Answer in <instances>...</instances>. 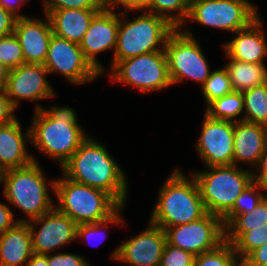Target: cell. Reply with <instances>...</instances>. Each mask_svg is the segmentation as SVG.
Returning <instances> with one entry per match:
<instances>
[{"label": "cell", "instance_id": "obj_17", "mask_svg": "<svg viewBox=\"0 0 267 266\" xmlns=\"http://www.w3.org/2000/svg\"><path fill=\"white\" fill-rule=\"evenodd\" d=\"M118 29L119 14L115 13L114 9L104 7L94 16L82 41L79 43L85 59L100 74L104 73L105 69L101 62L97 60V54L109 49H113V52H115Z\"/></svg>", "mask_w": 267, "mask_h": 266}, {"label": "cell", "instance_id": "obj_41", "mask_svg": "<svg viewBox=\"0 0 267 266\" xmlns=\"http://www.w3.org/2000/svg\"><path fill=\"white\" fill-rule=\"evenodd\" d=\"M242 266H267V243L253 250L242 261Z\"/></svg>", "mask_w": 267, "mask_h": 266}, {"label": "cell", "instance_id": "obj_39", "mask_svg": "<svg viewBox=\"0 0 267 266\" xmlns=\"http://www.w3.org/2000/svg\"><path fill=\"white\" fill-rule=\"evenodd\" d=\"M149 0H103L104 6L110 9H119L120 5L129 10H145Z\"/></svg>", "mask_w": 267, "mask_h": 266}, {"label": "cell", "instance_id": "obj_8", "mask_svg": "<svg viewBox=\"0 0 267 266\" xmlns=\"http://www.w3.org/2000/svg\"><path fill=\"white\" fill-rule=\"evenodd\" d=\"M198 42L188 29L177 28L168 36L164 51L172 85L184 79L203 85L210 77L212 71Z\"/></svg>", "mask_w": 267, "mask_h": 266}, {"label": "cell", "instance_id": "obj_9", "mask_svg": "<svg viewBox=\"0 0 267 266\" xmlns=\"http://www.w3.org/2000/svg\"><path fill=\"white\" fill-rule=\"evenodd\" d=\"M249 0H190L188 20L207 27L235 33L247 28L259 17Z\"/></svg>", "mask_w": 267, "mask_h": 266}, {"label": "cell", "instance_id": "obj_25", "mask_svg": "<svg viewBox=\"0 0 267 266\" xmlns=\"http://www.w3.org/2000/svg\"><path fill=\"white\" fill-rule=\"evenodd\" d=\"M225 241L231 243L241 261L267 243V223L258 227H225Z\"/></svg>", "mask_w": 267, "mask_h": 266}, {"label": "cell", "instance_id": "obj_30", "mask_svg": "<svg viewBox=\"0 0 267 266\" xmlns=\"http://www.w3.org/2000/svg\"><path fill=\"white\" fill-rule=\"evenodd\" d=\"M194 266H242L231 243L224 242L218 248L195 256Z\"/></svg>", "mask_w": 267, "mask_h": 266}, {"label": "cell", "instance_id": "obj_24", "mask_svg": "<svg viewBox=\"0 0 267 266\" xmlns=\"http://www.w3.org/2000/svg\"><path fill=\"white\" fill-rule=\"evenodd\" d=\"M225 65L233 91L244 92L267 82V67L264 63H246L230 58Z\"/></svg>", "mask_w": 267, "mask_h": 266}, {"label": "cell", "instance_id": "obj_6", "mask_svg": "<svg viewBox=\"0 0 267 266\" xmlns=\"http://www.w3.org/2000/svg\"><path fill=\"white\" fill-rule=\"evenodd\" d=\"M55 179L54 207L68 215L77 225L108 219L121 205L107 192L66 178Z\"/></svg>", "mask_w": 267, "mask_h": 266}, {"label": "cell", "instance_id": "obj_3", "mask_svg": "<svg viewBox=\"0 0 267 266\" xmlns=\"http://www.w3.org/2000/svg\"><path fill=\"white\" fill-rule=\"evenodd\" d=\"M158 194L149 221L163 229L196 221L207 213L196 179L180 169L172 172Z\"/></svg>", "mask_w": 267, "mask_h": 266}, {"label": "cell", "instance_id": "obj_16", "mask_svg": "<svg viewBox=\"0 0 267 266\" xmlns=\"http://www.w3.org/2000/svg\"><path fill=\"white\" fill-rule=\"evenodd\" d=\"M48 74L43 64H22L9 70L4 91L16 108L20 99L33 101L49 99L55 96V91L46 79Z\"/></svg>", "mask_w": 267, "mask_h": 266}, {"label": "cell", "instance_id": "obj_1", "mask_svg": "<svg viewBox=\"0 0 267 266\" xmlns=\"http://www.w3.org/2000/svg\"><path fill=\"white\" fill-rule=\"evenodd\" d=\"M61 169L66 178L107 192L123 207L126 204L128 182L123 169L92 137L81 143Z\"/></svg>", "mask_w": 267, "mask_h": 266}, {"label": "cell", "instance_id": "obj_2", "mask_svg": "<svg viewBox=\"0 0 267 266\" xmlns=\"http://www.w3.org/2000/svg\"><path fill=\"white\" fill-rule=\"evenodd\" d=\"M30 125L31 145L62 167L89 136L77 122L76 112L70 107L35 105Z\"/></svg>", "mask_w": 267, "mask_h": 266}, {"label": "cell", "instance_id": "obj_34", "mask_svg": "<svg viewBox=\"0 0 267 266\" xmlns=\"http://www.w3.org/2000/svg\"><path fill=\"white\" fill-rule=\"evenodd\" d=\"M267 223V195L250 213L237 215L226 227H258Z\"/></svg>", "mask_w": 267, "mask_h": 266}, {"label": "cell", "instance_id": "obj_18", "mask_svg": "<svg viewBox=\"0 0 267 266\" xmlns=\"http://www.w3.org/2000/svg\"><path fill=\"white\" fill-rule=\"evenodd\" d=\"M46 20L37 18H17L14 34L19 40L25 63L44 64L51 36L52 26L48 15Z\"/></svg>", "mask_w": 267, "mask_h": 266}, {"label": "cell", "instance_id": "obj_33", "mask_svg": "<svg viewBox=\"0 0 267 266\" xmlns=\"http://www.w3.org/2000/svg\"><path fill=\"white\" fill-rule=\"evenodd\" d=\"M123 209H124L123 206H121L112 216H110L108 219H105L103 221L95 222V223L79 224L77 226V235H76L77 239L79 237V238H82V240L85 239V241H89L92 239L94 240L96 236L103 238L104 236H102V233H103L104 227L105 228L109 227L108 226L109 224H115V225L120 224L123 226V219H122L123 217H121L120 215L121 214L120 212H122Z\"/></svg>", "mask_w": 267, "mask_h": 266}, {"label": "cell", "instance_id": "obj_35", "mask_svg": "<svg viewBox=\"0 0 267 266\" xmlns=\"http://www.w3.org/2000/svg\"><path fill=\"white\" fill-rule=\"evenodd\" d=\"M45 15L61 9H103V0H43Z\"/></svg>", "mask_w": 267, "mask_h": 266}, {"label": "cell", "instance_id": "obj_40", "mask_svg": "<svg viewBox=\"0 0 267 266\" xmlns=\"http://www.w3.org/2000/svg\"><path fill=\"white\" fill-rule=\"evenodd\" d=\"M256 172L252 171L253 181L267 190V145L261 154L257 165L255 166Z\"/></svg>", "mask_w": 267, "mask_h": 266}, {"label": "cell", "instance_id": "obj_27", "mask_svg": "<svg viewBox=\"0 0 267 266\" xmlns=\"http://www.w3.org/2000/svg\"><path fill=\"white\" fill-rule=\"evenodd\" d=\"M244 112L242 92L232 91L221 98L215 99L205 109V113L214 119L240 122L237 116Z\"/></svg>", "mask_w": 267, "mask_h": 266}, {"label": "cell", "instance_id": "obj_15", "mask_svg": "<svg viewBox=\"0 0 267 266\" xmlns=\"http://www.w3.org/2000/svg\"><path fill=\"white\" fill-rule=\"evenodd\" d=\"M166 243L165 230L149 221L145 231L124 241L110 258L129 266H160Z\"/></svg>", "mask_w": 267, "mask_h": 266}, {"label": "cell", "instance_id": "obj_20", "mask_svg": "<svg viewBox=\"0 0 267 266\" xmlns=\"http://www.w3.org/2000/svg\"><path fill=\"white\" fill-rule=\"evenodd\" d=\"M262 26L258 17L247 28L235 32V37L224 44L225 53L237 61L264 63L267 41Z\"/></svg>", "mask_w": 267, "mask_h": 266}, {"label": "cell", "instance_id": "obj_4", "mask_svg": "<svg viewBox=\"0 0 267 266\" xmlns=\"http://www.w3.org/2000/svg\"><path fill=\"white\" fill-rule=\"evenodd\" d=\"M46 181L37 162L0 173L5 199L28 216L27 219H17L18 222H28L54 208L48 187L51 186L54 192L55 180L49 182L50 185Z\"/></svg>", "mask_w": 267, "mask_h": 266}, {"label": "cell", "instance_id": "obj_14", "mask_svg": "<svg viewBox=\"0 0 267 266\" xmlns=\"http://www.w3.org/2000/svg\"><path fill=\"white\" fill-rule=\"evenodd\" d=\"M196 150L205 167L233 165L234 122L214 119L204 113Z\"/></svg>", "mask_w": 267, "mask_h": 266}, {"label": "cell", "instance_id": "obj_46", "mask_svg": "<svg viewBox=\"0 0 267 266\" xmlns=\"http://www.w3.org/2000/svg\"><path fill=\"white\" fill-rule=\"evenodd\" d=\"M9 69L0 62V91L5 90Z\"/></svg>", "mask_w": 267, "mask_h": 266}, {"label": "cell", "instance_id": "obj_19", "mask_svg": "<svg viewBox=\"0 0 267 266\" xmlns=\"http://www.w3.org/2000/svg\"><path fill=\"white\" fill-rule=\"evenodd\" d=\"M23 133L19 119L0 125V173L38 162L26 150V144L31 143L30 128Z\"/></svg>", "mask_w": 267, "mask_h": 266}, {"label": "cell", "instance_id": "obj_23", "mask_svg": "<svg viewBox=\"0 0 267 266\" xmlns=\"http://www.w3.org/2000/svg\"><path fill=\"white\" fill-rule=\"evenodd\" d=\"M102 9H61L52 11L48 17L53 34L80 43L94 16Z\"/></svg>", "mask_w": 267, "mask_h": 266}, {"label": "cell", "instance_id": "obj_13", "mask_svg": "<svg viewBox=\"0 0 267 266\" xmlns=\"http://www.w3.org/2000/svg\"><path fill=\"white\" fill-rule=\"evenodd\" d=\"M29 226L33 253L51 254L55 249L77 240V224L55 207L43 216L26 222ZM40 225V228L35 226Z\"/></svg>", "mask_w": 267, "mask_h": 266}, {"label": "cell", "instance_id": "obj_38", "mask_svg": "<svg viewBox=\"0 0 267 266\" xmlns=\"http://www.w3.org/2000/svg\"><path fill=\"white\" fill-rule=\"evenodd\" d=\"M17 108L12 104L4 90L0 91V125L11 123L16 118Z\"/></svg>", "mask_w": 267, "mask_h": 266}, {"label": "cell", "instance_id": "obj_37", "mask_svg": "<svg viewBox=\"0 0 267 266\" xmlns=\"http://www.w3.org/2000/svg\"><path fill=\"white\" fill-rule=\"evenodd\" d=\"M83 256L73 253L48 254V266H89Z\"/></svg>", "mask_w": 267, "mask_h": 266}, {"label": "cell", "instance_id": "obj_44", "mask_svg": "<svg viewBox=\"0 0 267 266\" xmlns=\"http://www.w3.org/2000/svg\"><path fill=\"white\" fill-rule=\"evenodd\" d=\"M26 0H0V5L7 11L12 13L16 18L27 17L26 15L18 13L20 6L24 4Z\"/></svg>", "mask_w": 267, "mask_h": 266}, {"label": "cell", "instance_id": "obj_22", "mask_svg": "<svg viewBox=\"0 0 267 266\" xmlns=\"http://www.w3.org/2000/svg\"><path fill=\"white\" fill-rule=\"evenodd\" d=\"M33 254L31 235L26 222L0 234V266H26Z\"/></svg>", "mask_w": 267, "mask_h": 266}, {"label": "cell", "instance_id": "obj_7", "mask_svg": "<svg viewBox=\"0 0 267 266\" xmlns=\"http://www.w3.org/2000/svg\"><path fill=\"white\" fill-rule=\"evenodd\" d=\"M207 171L193 172L200 189L206 212L223 218L236 199L252 181V171L237 165L206 167Z\"/></svg>", "mask_w": 267, "mask_h": 266}, {"label": "cell", "instance_id": "obj_32", "mask_svg": "<svg viewBox=\"0 0 267 266\" xmlns=\"http://www.w3.org/2000/svg\"><path fill=\"white\" fill-rule=\"evenodd\" d=\"M0 62L9 70L25 64L22 48L14 32L0 37Z\"/></svg>", "mask_w": 267, "mask_h": 266}, {"label": "cell", "instance_id": "obj_28", "mask_svg": "<svg viewBox=\"0 0 267 266\" xmlns=\"http://www.w3.org/2000/svg\"><path fill=\"white\" fill-rule=\"evenodd\" d=\"M147 8L145 11L165 18L177 29L187 21L190 0H149Z\"/></svg>", "mask_w": 267, "mask_h": 266}, {"label": "cell", "instance_id": "obj_45", "mask_svg": "<svg viewBox=\"0 0 267 266\" xmlns=\"http://www.w3.org/2000/svg\"><path fill=\"white\" fill-rule=\"evenodd\" d=\"M26 266H48V254L33 253Z\"/></svg>", "mask_w": 267, "mask_h": 266}, {"label": "cell", "instance_id": "obj_36", "mask_svg": "<svg viewBox=\"0 0 267 266\" xmlns=\"http://www.w3.org/2000/svg\"><path fill=\"white\" fill-rule=\"evenodd\" d=\"M195 256L166 243L160 266H194Z\"/></svg>", "mask_w": 267, "mask_h": 266}, {"label": "cell", "instance_id": "obj_43", "mask_svg": "<svg viewBox=\"0 0 267 266\" xmlns=\"http://www.w3.org/2000/svg\"><path fill=\"white\" fill-rule=\"evenodd\" d=\"M17 223L18 221L14 220V213L11 208L0 202V234L13 228Z\"/></svg>", "mask_w": 267, "mask_h": 266}, {"label": "cell", "instance_id": "obj_10", "mask_svg": "<svg viewBox=\"0 0 267 266\" xmlns=\"http://www.w3.org/2000/svg\"><path fill=\"white\" fill-rule=\"evenodd\" d=\"M112 82L124 83L141 92L172 86L165 51H156L118 61L110 71Z\"/></svg>", "mask_w": 267, "mask_h": 266}, {"label": "cell", "instance_id": "obj_12", "mask_svg": "<svg viewBox=\"0 0 267 266\" xmlns=\"http://www.w3.org/2000/svg\"><path fill=\"white\" fill-rule=\"evenodd\" d=\"M50 73H60L73 84H84L101 75L85 59L78 43L56 35L51 36L49 49L43 64Z\"/></svg>", "mask_w": 267, "mask_h": 266}, {"label": "cell", "instance_id": "obj_26", "mask_svg": "<svg viewBox=\"0 0 267 266\" xmlns=\"http://www.w3.org/2000/svg\"><path fill=\"white\" fill-rule=\"evenodd\" d=\"M245 115L240 121L267 127V82L242 92Z\"/></svg>", "mask_w": 267, "mask_h": 266}, {"label": "cell", "instance_id": "obj_29", "mask_svg": "<svg viewBox=\"0 0 267 266\" xmlns=\"http://www.w3.org/2000/svg\"><path fill=\"white\" fill-rule=\"evenodd\" d=\"M266 195L267 190L257 182L252 181L236 199L233 208L222 218L224 226L226 227L237 215L253 211Z\"/></svg>", "mask_w": 267, "mask_h": 266}, {"label": "cell", "instance_id": "obj_5", "mask_svg": "<svg viewBox=\"0 0 267 266\" xmlns=\"http://www.w3.org/2000/svg\"><path fill=\"white\" fill-rule=\"evenodd\" d=\"M128 12L124 10L119 14L117 43L111 68L118 61L151 52L164 51L168 36L176 29L165 18L145 10H142V14L138 17L124 21Z\"/></svg>", "mask_w": 267, "mask_h": 266}, {"label": "cell", "instance_id": "obj_42", "mask_svg": "<svg viewBox=\"0 0 267 266\" xmlns=\"http://www.w3.org/2000/svg\"><path fill=\"white\" fill-rule=\"evenodd\" d=\"M17 18L0 5V37L12 34Z\"/></svg>", "mask_w": 267, "mask_h": 266}, {"label": "cell", "instance_id": "obj_21", "mask_svg": "<svg viewBox=\"0 0 267 266\" xmlns=\"http://www.w3.org/2000/svg\"><path fill=\"white\" fill-rule=\"evenodd\" d=\"M267 145V127L245 121L234 123L233 164L255 167Z\"/></svg>", "mask_w": 267, "mask_h": 266}, {"label": "cell", "instance_id": "obj_11", "mask_svg": "<svg viewBox=\"0 0 267 266\" xmlns=\"http://www.w3.org/2000/svg\"><path fill=\"white\" fill-rule=\"evenodd\" d=\"M164 230L168 244L194 256L212 251L225 242L223 219L208 212L196 221L165 227Z\"/></svg>", "mask_w": 267, "mask_h": 266}, {"label": "cell", "instance_id": "obj_31", "mask_svg": "<svg viewBox=\"0 0 267 266\" xmlns=\"http://www.w3.org/2000/svg\"><path fill=\"white\" fill-rule=\"evenodd\" d=\"M201 88L203 97L206 100V107L215 99L221 98L233 91L225 68L212 71L210 77Z\"/></svg>", "mask_w": 267, "mask_h": 266}]
</instances>
